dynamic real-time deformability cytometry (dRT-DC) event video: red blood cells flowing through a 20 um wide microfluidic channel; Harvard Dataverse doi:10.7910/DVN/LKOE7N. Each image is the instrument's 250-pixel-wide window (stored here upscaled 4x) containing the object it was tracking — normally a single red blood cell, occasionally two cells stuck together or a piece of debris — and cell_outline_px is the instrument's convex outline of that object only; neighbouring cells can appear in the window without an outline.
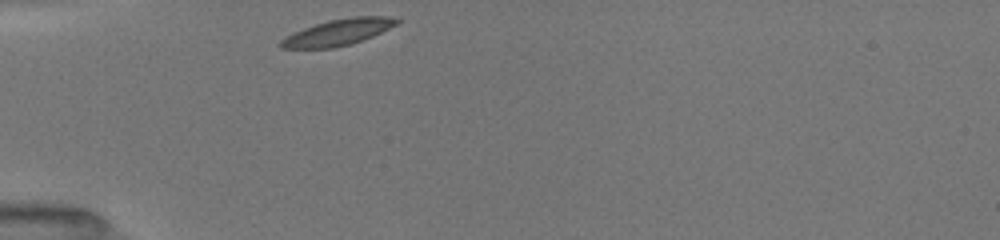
{"species": "common noctule bat (a hibernating species)", "species_latin": "Nyctalus noctula", "temperature_condition": "room temperature", "stored_images_in_passage": 30, "camera_frame_rate_fps": 3000, "um_per_image_px": 0.085, "animal": {"sex": "female", "body_mass_g": 19.5, "forearm_length_mm": 54.1}, "frame": {"image": 1, "passage_image": 1, "time_ms": 0.0, "image_size_px": [1000, 240], "cell_outline_px": [[400, 20], [396, 24], [372, 36], [352, 44], [332, 48], [280, 48], [276, 44], [284, 36], [304, 28], [328, 20], [352, 16], [388, 16]], "centroid_in_image_um": [28.67, 2.75], "position_along_channel_um": 56.3, "area_um2": 17.69}}
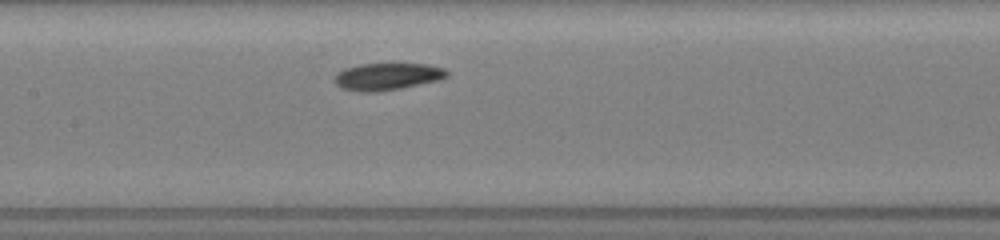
{"frame": {"image": 2, "passage_image": 11, "time_ms": 3.333, "image_size_px": [1000, 240], "cell_outline_px": [[448, 76], [440, 80], [380, 92], [360, 92], [340, 88], [332, 80], [332, 76], [336, 72], [344, 68], [360, 64], [428, 64], [444, 68], [448, 72]], "centroid_in_image_um": [32.86, 6.51], "position_along_channel_um": 174.5, "area_um2": 18.03}}
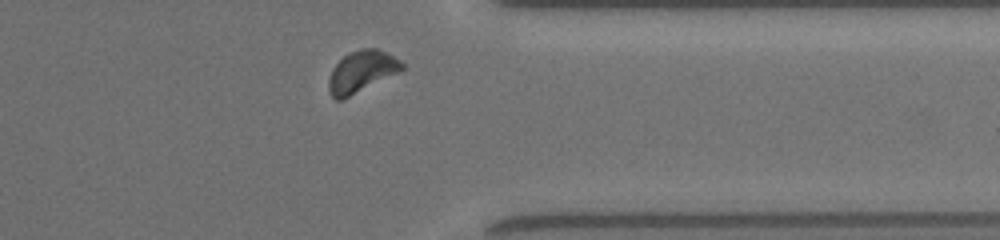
{"frame": {"image": 3, "passage_image": 27, "time_ms": 8.667, "image_size_px": [1000, 240], "cell_outline_px": [[404, 68], [400, 72], [340, 100], [336, 100], [328, 92], [328, 80], [332, 68], [348, 52], [360, 48], [376, 48], [400, 60], [404, 64]], "centroid_in_image_um": [30.72, 6.07], "position_along_channel_um": 380.7, "area_um2": 17.63}, "authors_computed_cell_mechanics": {"area_um2": 17.6001, "velocity_mm_per_s": 3.9349, "shape_relaxation_time_tau1_ms": 2.5093, "shape_relaxation_time_tau2_ms": 7.04, "deformation_change_tau1": 0.0951, "deformation_change_tau2": 0.0882}}